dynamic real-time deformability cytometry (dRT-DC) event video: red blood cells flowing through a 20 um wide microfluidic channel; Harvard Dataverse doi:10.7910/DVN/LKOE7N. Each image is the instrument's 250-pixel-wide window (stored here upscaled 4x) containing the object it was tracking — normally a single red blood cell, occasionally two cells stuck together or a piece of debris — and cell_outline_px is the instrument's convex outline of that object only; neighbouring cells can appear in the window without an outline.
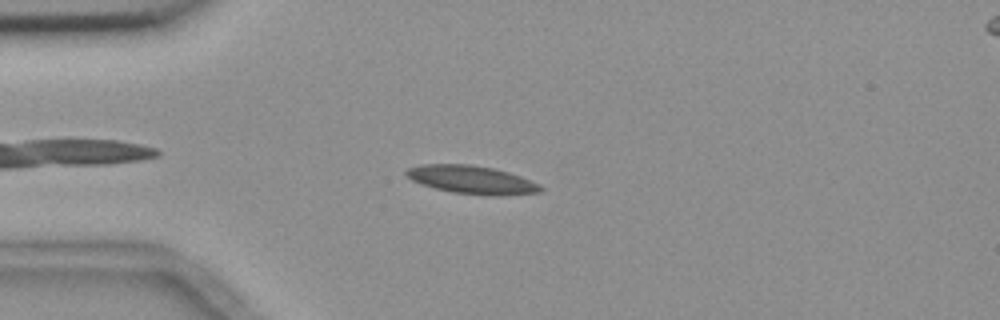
{"species": "common noctule bat (a hibernating species)", "species_latin": "Nyctalus noctula", "temperature_condition": "room temperature", "stored_images_in_passage": 42, "camera_frame_rate_fps": 3000, "um_per_image_px": 0.085, "animal": {"sex": "female", "body_mass_g": 18.4}, "frame": {"image": 1, "passage_image": 6, "time_ms": 1.667, "image_size_px": [1000, 320], "cell_outline_px": [[544, 192], [500, 196], [492, 196], [452, 192], [420, 184], [412, 180], [404, 172], [408, 168], [420, 164], [468, 164], [492, 168], [508, 172], [520, 176], [540, 184], [544, 188]], "centroid_in_image_um": [40.13, 15.29], "position_along_channel_um": 44.9, "area_um2": 22.14}}
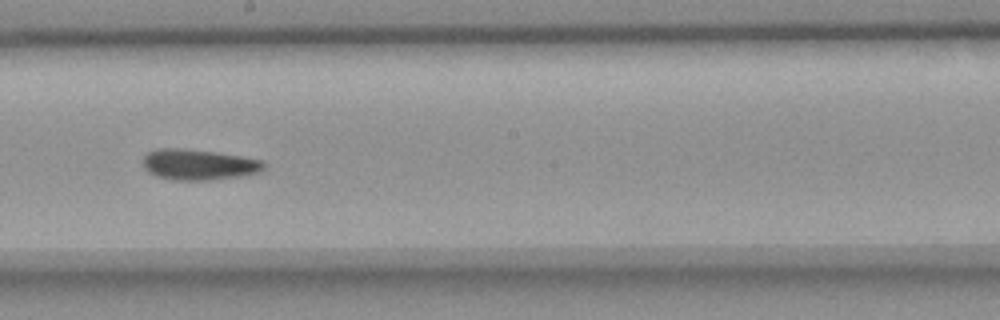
{"frame": {"image": 2, "passage_image": 23, "time_ms": 7.333, "image_size_px": [1000, 320], "cell_outline_px": [[264, 168], [260, 172], [240, 176], [208, 180], [172, 180], [156, 176], [148, 172], [144, 168], [144, 156], [148, 152], [160, 148], [180, 148], [216, 152], [264, 160]], "centroid_in_image_um": [16.88, 13.99], "position_along_channel_um": 231.3, "area_um2": 21.62}}
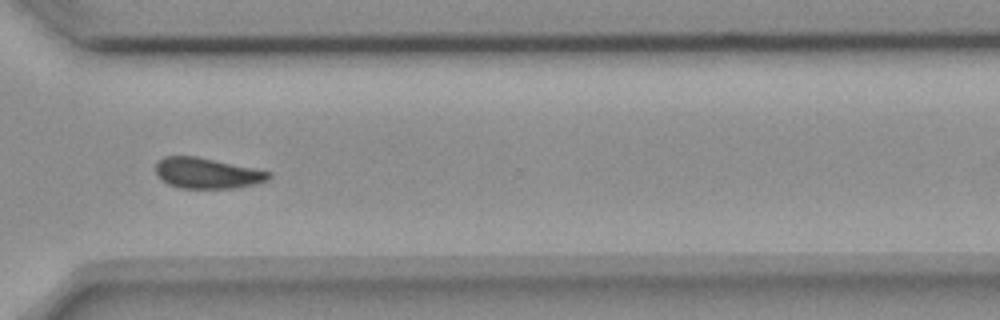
{"frame": {"image": 3, "passage_image": 33, "time_ms": 10.667, "image_size_px": [1000, 320], "cell_outline_px": [[272, 176], [268, 180], [256, 184], [232, 188], [180, 188], [168, 184], [160, 180], [156, 176], [156, 164], [164, 156], [196, 156], [272, 172]], "centroid_in_image_um": [17.59, 14.72], "position_along_channel_um": 353.0, "area_um2": 20.23}, "authors_computed_cell_mechanics": {"area_um2": 21.0103, "velocity_mm_per_s": 3.6376, "shape_relaxation_time_tau1_ms": null, "shape_relaxation_time_tau2_ms": 4.1562, "deformation_change_tau1": null, "deformation_change_tau2": 0.0919}}